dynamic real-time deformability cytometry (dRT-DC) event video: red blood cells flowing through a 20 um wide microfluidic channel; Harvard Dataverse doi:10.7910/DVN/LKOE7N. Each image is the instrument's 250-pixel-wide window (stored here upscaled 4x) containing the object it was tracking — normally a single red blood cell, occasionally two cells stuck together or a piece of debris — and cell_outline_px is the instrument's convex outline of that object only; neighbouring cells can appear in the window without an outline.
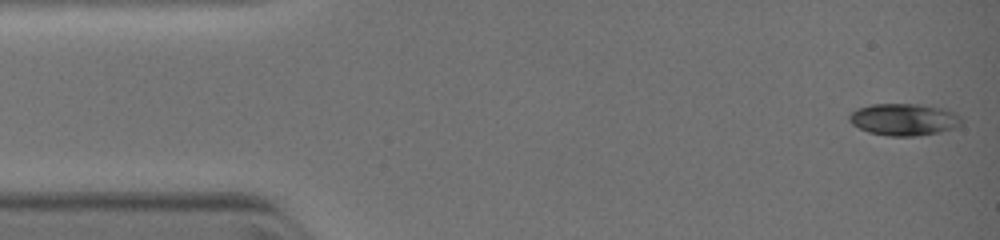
{"species": "common noctule bat (a hibernating species)", "species_latin": "Nyctalus noctula", "temperature_condition": "warm", "stored_images_in_passage": 4, "camera_frame_rate_fps": 3000, "um_per_image_px": 0.085, "animal": {"sex": "female", "body_mass_g": 19.0, "forearm_length_mm": 51.5}, "frame": {"image": 1, "passage_image": 1, "time_ms": 0.0, "image_size_px": [1000, 240], "cell_outline_px": [[960, 124], [952, 128], [936, 132], [912, 136], [892, 136], [872, 132], [860, 128], [852, 124], [848, 116], [856, 108], [872, 104], [920, 104], [944, 108], [952, 112], [960, 120]], "centroid_in_image_um": [76.78, 10.13], "position_along_channel_um": 8.2, "area_um2": 20.35}}
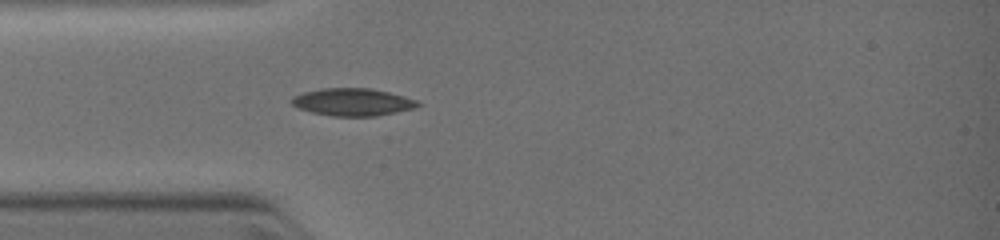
{"frame": {"image": 2, "passage_image": 4, "time_ms": 3.0, "image_size_px": [1000, 240], "cell_outline_px": [[420, 104], [412, 108], [396, 112], [376, 116], [332, 116], [312, 112], [300, 108], [292, 104], [292, 96], [304, 92], [320, 88], [372, 88], [404, 96], [416, 100]], "centroid_in_image_um": [29.95, 8.66], "position_along_channel_um": 55.0, "area_um2": 20.0}}